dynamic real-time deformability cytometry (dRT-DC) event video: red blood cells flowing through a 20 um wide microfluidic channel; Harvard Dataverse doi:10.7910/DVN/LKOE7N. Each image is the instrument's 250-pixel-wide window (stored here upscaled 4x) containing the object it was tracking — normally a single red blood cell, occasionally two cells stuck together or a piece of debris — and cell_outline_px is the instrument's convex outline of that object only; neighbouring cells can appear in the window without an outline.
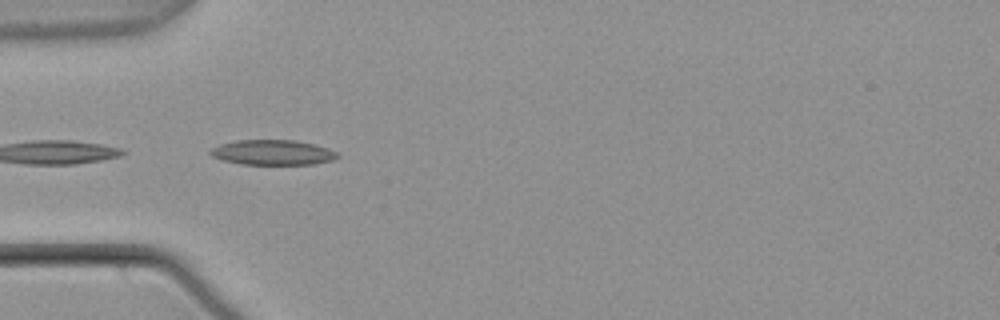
{"species": "common noctule bat (a hibernating species)", "species_latin": "Nyctalus noctula", "temperature_condition": "warm", "stored_images_in_passage": 33, "segment_of_instrument_passage": [2, 2], "camera_frame_rate_fps": 3000, "um_per_image_px": 0.085, "animal": {"sex": "male", "body_mass_g": 21.5, "forearm_length_mm": 52.0}, "frame": {"image": 1, "passage_image": 10, "time_ms": 3.0, "image_size_px": [1000, 320], "cell_outline_px": [[340, 156], [332, 160], [312, 164], [240, 164], [224, 160], [212, 156], [208, 152], [212, 148], [220, 144], [236, 140], [296, 140], [328, 148], [336, 152]], "centroid_in_image_um": [23.16, 12.95], "position_along_channel_um": 61.8, "area_um2": 18.44}}